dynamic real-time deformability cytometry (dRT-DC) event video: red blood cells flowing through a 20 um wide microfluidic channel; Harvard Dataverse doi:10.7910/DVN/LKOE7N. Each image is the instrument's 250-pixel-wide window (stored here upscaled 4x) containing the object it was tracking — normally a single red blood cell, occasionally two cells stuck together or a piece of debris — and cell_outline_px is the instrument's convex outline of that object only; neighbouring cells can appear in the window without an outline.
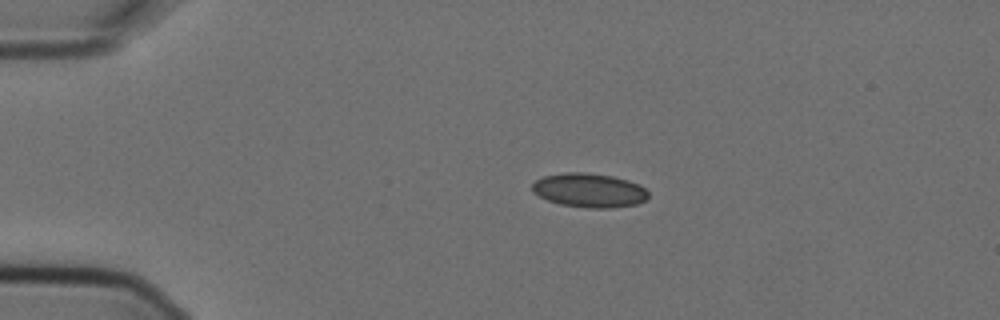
{"species": "Egyptian fruit bat (a non-hibernating species)", "species_latin": "Rousettus aegyptiacus", "temperature_condition": "cold", "stored_images_in_passage": 5, "camera_frame_rate_fps": 3000, "um_per_image_px": 0.085, "animal": {"sex": "female"}, "frame": {"image": 1, "passage_image": 3, "time_ms": 0.667, "image_size_px": [1000, 320], "cell_outline_px": [[648, 196], [644, 200], [636, 204], [612, 208], [588, 208], [560, 204], [548, 200], [532, 192], [532, 184], [536, 180], [544, 176], [564, 172], [584, 172], [612, 176], [628, 180], [640, 184], [648, 192]], "centroid_in_image_um": [50.08, 16.17], "position_along_channel_um": 34.9, "area_um2": 23.06}}
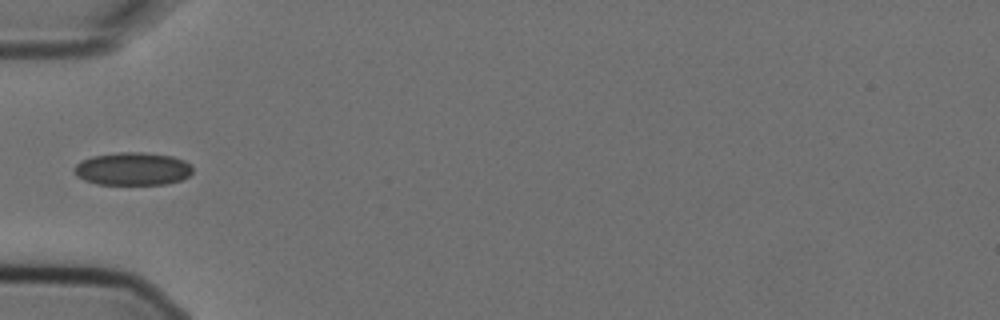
{"frame": {"image": 2, "passage_image": 5, "time_ms": 1.333, "image_size_px": [1000, 320], "cell_outline_px": [[192, 172], [188, 176], [180, 180], [164, 184], [96, 184], [84, 180], [76, 176], [72, 172], [72, 168], [80, 160], [92, 156], [120, 152], [140, 152], [172, 156], [184, 160], [192, 168]], "centroid_in_image_um": [11.21, 14.35], "position_along_channel_um": 73.8, "area_um2": 22.77}}